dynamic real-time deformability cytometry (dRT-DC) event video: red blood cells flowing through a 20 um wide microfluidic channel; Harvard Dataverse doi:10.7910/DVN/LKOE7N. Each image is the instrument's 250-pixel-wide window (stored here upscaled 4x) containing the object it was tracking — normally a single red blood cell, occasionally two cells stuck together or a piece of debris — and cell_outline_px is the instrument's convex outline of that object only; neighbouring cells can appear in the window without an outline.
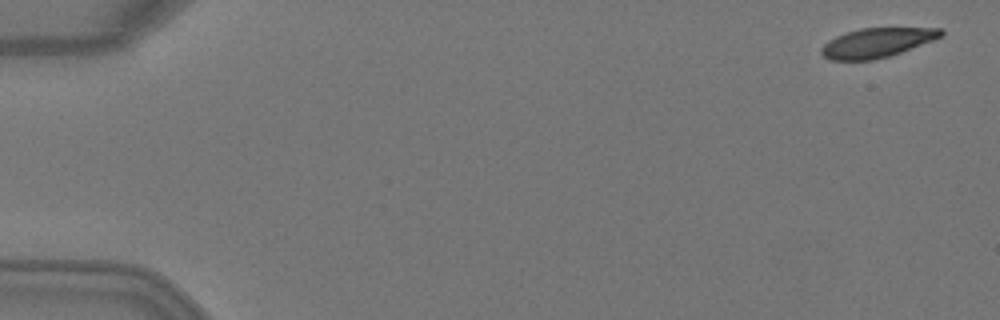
{"species": "Egyptian fruit bat (a non-hibernating species)", "species_latin": "Rousettus aegyptiacus", "temperature_condition": "warm", "stored_images_in_passage": 2, "camera_frame_rate_fps": 3000, "um_per_image_px": 0.085, "animal": {"sex": "female"}, "frame": {"image": 1, "passage_image": 1, "time_ms": 0.0, "image_size_px": [1000, 320], "cell_outline_px": [[944, 36], [900, 52], [888, 56], [872, 60], [832, 60], [824, 56], [820, 52], [820, 48], [828, 40], [836, 36], [860, 28], [944, 28]], "centroid_in_image_um": [74.54, 3.62], "position_along_channel_um": 10.5, "area_um2": 20.35}}